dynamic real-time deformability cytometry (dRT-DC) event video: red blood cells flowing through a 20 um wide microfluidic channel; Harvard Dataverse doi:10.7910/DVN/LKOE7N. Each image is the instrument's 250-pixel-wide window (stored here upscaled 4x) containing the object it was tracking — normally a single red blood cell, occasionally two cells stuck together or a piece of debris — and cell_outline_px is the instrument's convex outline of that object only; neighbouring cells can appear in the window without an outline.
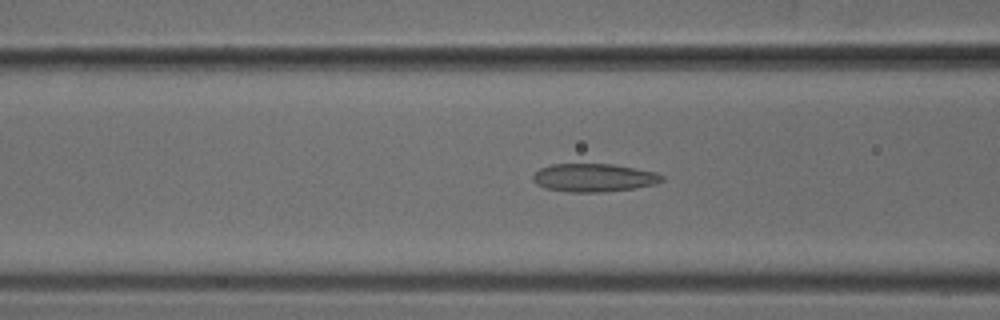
{"species": "common noctule bat (a hibernating species)", "species_latin": "Nyctalus noctula", "temperature_condition": "cold", "stored_images_in_passage": 44, "camera_frame_rate_fps": 3000, "um_per_image_px": 0.085, "animal": {"sex": "male", "body_mass_g": 18.8}, "frame": {"image": 1, "passage_image": 19, "time_ms": 6.0, "image_size_px": [1000, 320], "cell_outline_px": [[664, 180], [656, 184], [636, 188], [604, 192], [568, 192], [544, 188], [536, 184], [532, 180], [532, 176], [540, 168], [552, 164], [612, 164], [656, 172], [664, 176]], "centroid_in_image_um": [50.47, 15.11], "position_along_channel_um": 116.1, "area_um2": 21.33}}
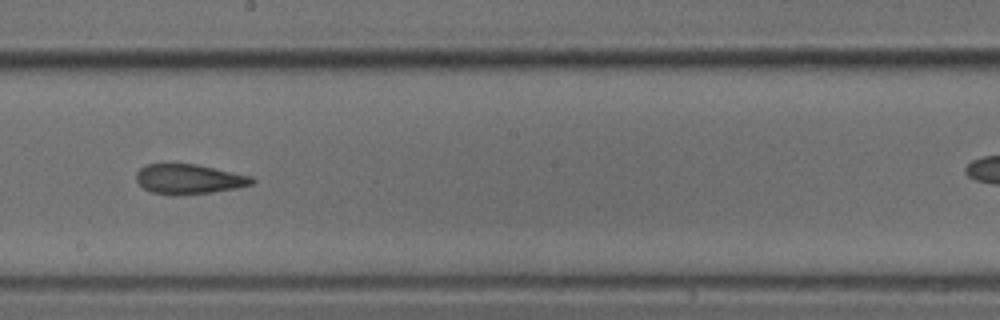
{"frame": {"image": 2, "passage_image": 28, "time_ms": 9.0, "image_size_px": [1000, 320], "cell_outline_px": [[256, 180], [252, 184], [240, 188], [212, 192], [152, 192], [144, 188], [136, 180], [136, 172], [140, 168], [148, 164], [196, 164], [252, 176]], "centroid_in_image_um": [16.12, 15.18], "position_along_channel_um": 232.1, "area_um2": 19.36}}
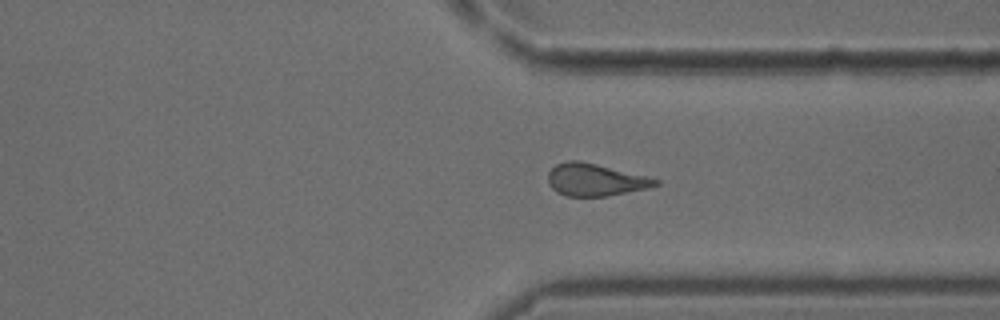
{"frame": {"image": 3, "passage_image": 38, "time_ms": 12.333, "image_size_px": [1000, 320], "cell_outline_px": [[660, 184], [648, 188], [608, 196], [564, 196], [556, 192], [548, 184], [548, 172], [556, 164], [568, 160], [580, 160], [648, 176], [660, 180]], "centroid_in_image_um": [50.59, 15.28], "position_along_channel_um": 360.8, "area_um2": 20.4}}